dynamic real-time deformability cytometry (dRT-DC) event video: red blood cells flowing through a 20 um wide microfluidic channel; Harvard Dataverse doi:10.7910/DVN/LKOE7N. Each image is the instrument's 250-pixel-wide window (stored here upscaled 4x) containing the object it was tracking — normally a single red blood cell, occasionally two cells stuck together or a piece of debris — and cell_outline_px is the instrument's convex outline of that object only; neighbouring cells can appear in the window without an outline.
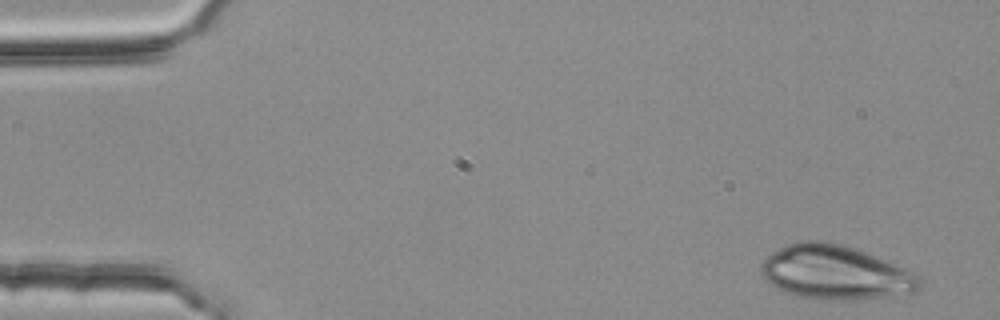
{"species": "common noctule bat (a hibernating species)", "species_latin": "Nyctalus noctula", "temperature_condition": "room temperature", "stored_images_in_passage": 5, "camera_frame_rate_fps": 3000, "um_per_image_px": 0.085, "animal": {"sex": "female", "body_mass_g": 25.1}, "frame": {"image": 1, "passage_image": 1, "time_ms": 0.0, "image_size_px": [1000, 320], "cell_outline_px": [[924, 284], [916, 292], [856, 300], [824, 300], [796, 296], [784, 292], [776, 288], [760, 272], [760, 264], [772, 252], [788, 244], [800, 240], [824, 240], [844, 244], [904, 268], [920, 276], [924, 280]], "centroid_in_image_um": [71.01, 23.16], "position_along_channel_um": 14.0, "area_um2": 50.17}}